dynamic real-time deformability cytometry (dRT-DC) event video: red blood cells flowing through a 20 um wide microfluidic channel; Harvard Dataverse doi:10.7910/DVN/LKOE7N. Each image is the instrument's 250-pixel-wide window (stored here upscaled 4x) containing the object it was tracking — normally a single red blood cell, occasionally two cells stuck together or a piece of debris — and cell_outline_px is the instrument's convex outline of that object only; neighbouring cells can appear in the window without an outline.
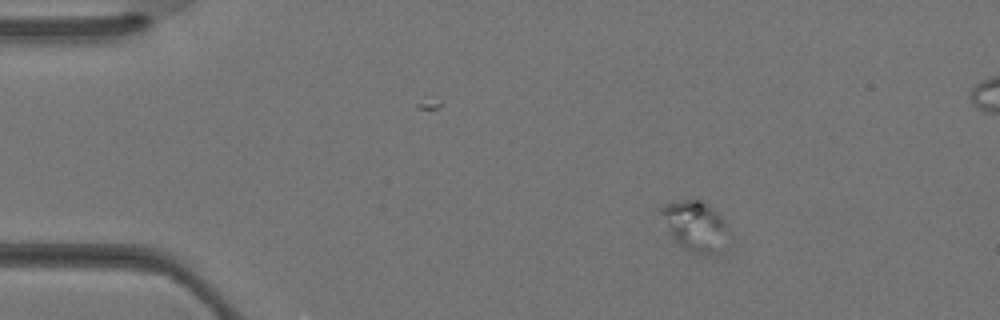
{"species": "Egyptian fruit bat (a non-hibernating species)", "species_latin": "Rousettus aegyptiacus", "temperature_condition": "warm", "stored_images_in_passage": 3, "camera_frame_rate_fps": 3000, "um_per_image_px": 0.085, "animal": {"sex": "female"}, "frame": {"image": 1, "passage_image": 2, "time_ms": 0.333, "image_size_px": [1000, 320], "cell_outline_px": [[728, 248], [724, 252], [716, 256], [704, 256], [692, 252], [684, 248], [668, 232], [660, 212], [660, 208], [664, 204], [684, 200], [700, 200], [708, 204], [728, 224]], "centroid_in_image_um": [59.18, 19.29], "position_along_channel_um": 25.8, "area_um2": 20.29}}
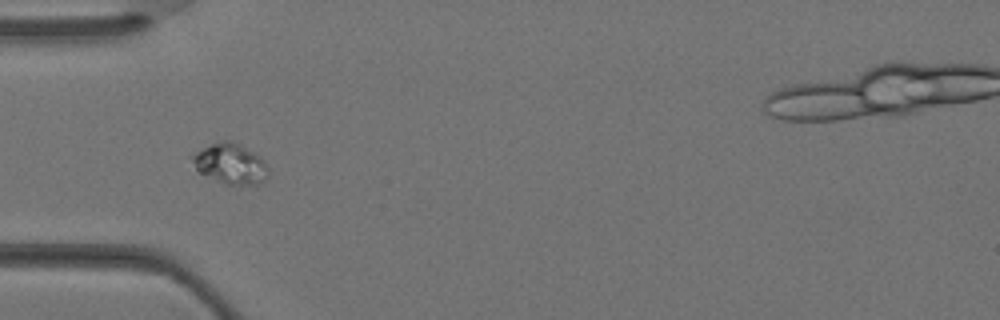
{"frame": {"image": 2, "passage_image": 3, "time_ms": 0.667, "image_size_px": [1000, 320], "cell_outline_px": [[268, 176], [260, 184], [228, 184], [200, 172], [196, 168], [188, 156], [212, 144], [224, 140], [232, 140], [240, 144], [264, 160], [268, 168]], "centroid_in_image_um": [19.59, 13.9], "position_along_channel_um": 65.4, "area_um2": 17.51}}